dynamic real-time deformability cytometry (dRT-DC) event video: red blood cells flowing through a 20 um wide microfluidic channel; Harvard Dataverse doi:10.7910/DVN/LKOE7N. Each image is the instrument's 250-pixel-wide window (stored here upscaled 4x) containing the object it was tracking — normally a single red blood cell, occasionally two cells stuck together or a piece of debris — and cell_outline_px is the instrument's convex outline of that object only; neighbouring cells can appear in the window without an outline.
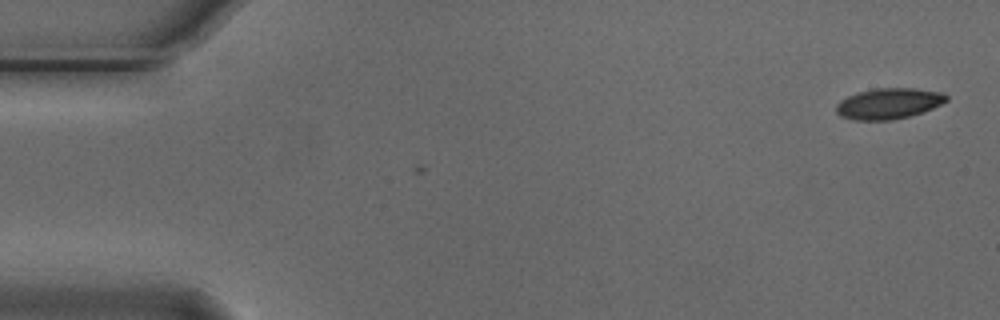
{"species": "Egyptian fruit bat (a non-hibernating species)", "species_latin": "Rousettus aegyptiacus", "temperature_condition": "cold", "stored_images_in_passage": 3, "camera_frame_rate_fps": 3000, "um_per_image_px": 0.085, "animal": {"sex": "male"}, "frame": {"image": 1, "passage_image": 1, "time_ms": 0.0, "image_size_px": [1000, 320], "cell_outline_px": [[948, 100], [924, 112], [892, 120], [852, 120], [840, 116], [836, 112], [836, 104], [840, 100], [848, 96], [860, 92], [876, 88], [916, 88], [944, 92], [948, 96]], "centroid_in_image_um": [75.55, 8.8], "position_along_channel_um": 9.5, "area_um2": 19.88}}